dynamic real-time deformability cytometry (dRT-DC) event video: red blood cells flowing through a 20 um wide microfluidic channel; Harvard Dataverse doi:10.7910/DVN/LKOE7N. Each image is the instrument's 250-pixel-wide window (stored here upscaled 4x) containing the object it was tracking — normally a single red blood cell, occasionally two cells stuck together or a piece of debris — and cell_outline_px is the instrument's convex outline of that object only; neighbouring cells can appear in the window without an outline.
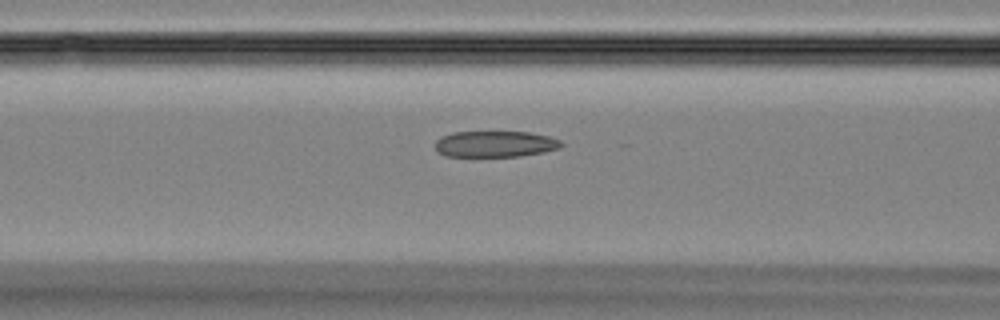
{"species": "Egyptian fruit bat (a non-hibernating species)", "species_latin": "Rousettus aegyptiacus", "temperature_condition": "room temperature", "stored_images_in_passage": 48, "camera_frame_rate_fps": 3000, "um_per_image_px": 0.085, "animal": {"sex": "female"}, "frame": {"image": 1, "passage_image": 20, "time_ms": 6.333, "image_size_px": [1000, 320], "cell_outline_px": [[564, 144], [560, 148], [544, 152], [520, 156], [444, 156], [436, 152], [436, 140], [440, 136], [452, 132], [528, 132], [548, 136], [560, 140]], "centroid_in_image_um": [42.07, 12.24], "position_along_channel_um": 124.5, "area_um2": 19.31}}
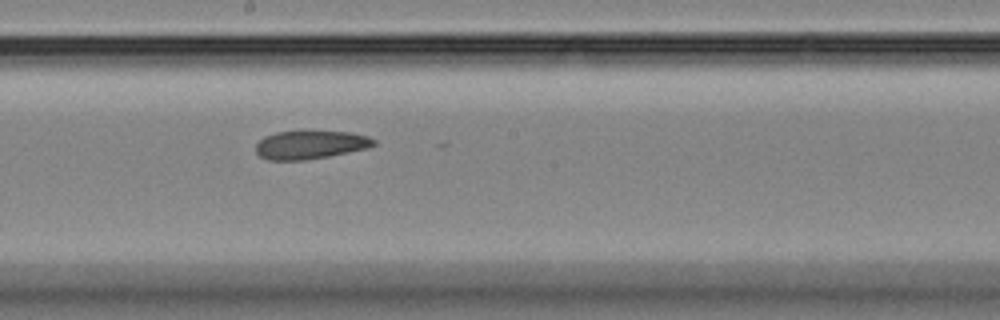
{"frame": {"image": 2, "passage_image": 27, "time_ms": 8.667, "image_size_px": [1000, 320], "cell_outline_px": [[376, 144], [368, 148], [328, 156], [304, 160], [268, 160], [260, 156], [256, 152], [256, 144], [264, 136], [276, 132], [348, 132], [368, 136], [376, 140]], "centroid_in_image_um": [26.37, 12.31], "position_along_channel_um": 221.8, "area_um2": 19.25}}
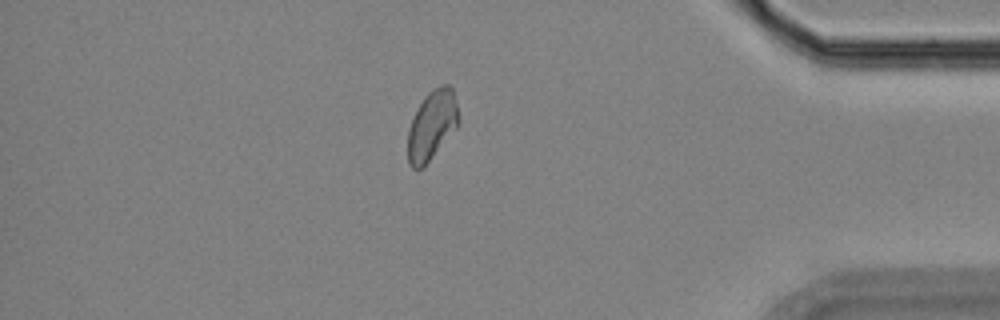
{"frame": {"image": 3, "passage_image": 42, "time_ms": 13.667, "image_size_px": [1000, 320], "cell_outline_px": [[460, 120], [456, 128], [424, 168], [412, 168], [408, 164], [408, 128], [424, 96], [432, 88], [440, 84], [448, 84], [452, 88], [456, 100]], "centroid_in_image_um": [36.72, 10.63], "position_along_channel_um": 398.5, "area_um2": 20.69}}